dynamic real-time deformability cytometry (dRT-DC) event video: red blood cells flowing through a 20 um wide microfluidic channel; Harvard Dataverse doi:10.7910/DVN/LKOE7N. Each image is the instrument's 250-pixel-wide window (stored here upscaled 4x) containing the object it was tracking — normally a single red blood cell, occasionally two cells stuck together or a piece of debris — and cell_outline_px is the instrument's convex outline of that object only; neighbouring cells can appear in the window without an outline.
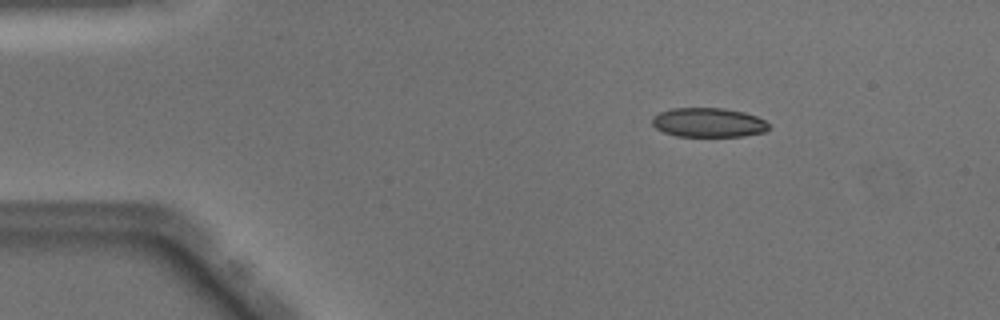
{"species": "Egyptian fruit bat (a non-hibernating species)", "species_latin": "Rousettus aegyptiacus", "temperature_condition": "warm", "stored_images_in_passage": 43, "camera_frame_rate_fps": 3000, "um_per_image_px": 0.085, "animal": {"sex": "male"}, "frame": {"image": 1, "passage_image": 1, "time_ms": 0.0, "image_size_px": [1000, 320], "cell_outline_px": [[768, 128], [764, 132], [744, 136], [676, 136], [664, 132], [656, 128], [652, 124], [652, 116], [660, 112], [672, 108], [724, 108], [744, 112], [756, 116], [764, 120], [768, 124]], "centroid_in_image_um": [60.19, 10.41], "position_along_channel_um": 24.8, "area_um2": 19.88}}
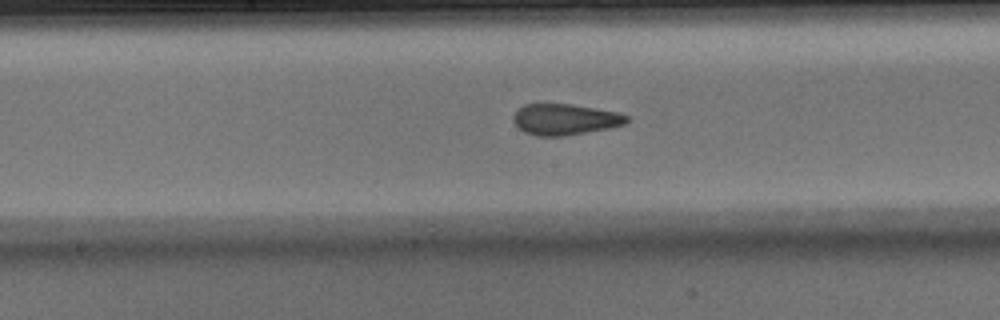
{"frame": {"image": 2, "passage_image": 19, "time_ms": 6.0, "image_size_px": [1000, 320], "cell_outline_px": [[628, 120], [624, 124], [608, 128], [564, 136], [536, 136], [524, 132], [512, 120], [512, 116], [524, 104], [572, 104], [620, 112], [628, 116]], "centroid_in_image_um": [48.02, 10.14], "position_along_channel_um": 200.2, "area_um2": 20.46}}
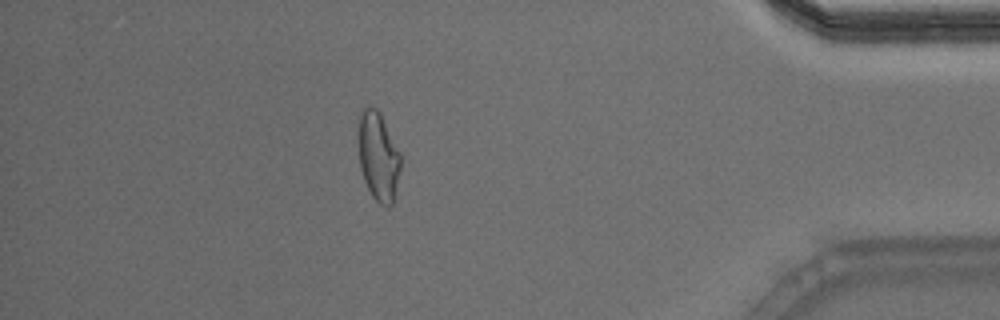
{"frame": {"image": 3, "passage_image": 37, "time_ms": 12.0, "image_size_px": [1000, 320], "cell_outline_px": [[400, 168], [392, 204], [388, 208], [380, 204], [372, 196], [364, 180], [360, 168], [356, 140], [360, 116], [364, 108], [372, 104], [380, 112], [400, 152]], "centroid_in_image_um": [32.12, 13.26], "position_along_channel_um": 403.1, "area_um2": 22.14}, "authors_computed_cell_mechanics": {"area_um2": 21.4438, "velocity_mm_per_s": 4.0786, "shape_relaxation_time_tau1_ms": null, "shape_relaxation_time_tau2_ms": 1.3084, "deformation_change_tau1": null, "deformation_change_tau2": 0.0739}}